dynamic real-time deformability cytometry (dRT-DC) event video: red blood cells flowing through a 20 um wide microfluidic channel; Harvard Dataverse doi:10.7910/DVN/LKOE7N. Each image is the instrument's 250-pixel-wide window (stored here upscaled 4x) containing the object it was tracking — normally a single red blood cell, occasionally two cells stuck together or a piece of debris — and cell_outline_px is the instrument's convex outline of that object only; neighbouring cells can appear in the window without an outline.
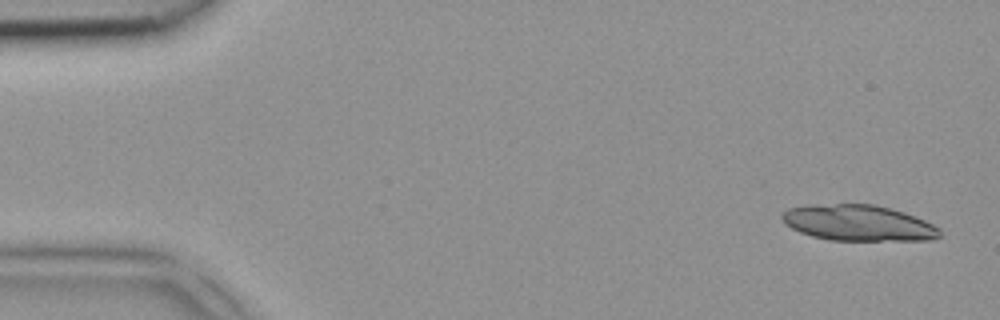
{"species": "common noctule bat (a hibernating species)", "species_latin": "Nyctalus noctula", "temperature_condition": "room temperature", "stored_images_in_passage": 5, "camera_frame_rate_fps": 3000, "um_per_image_px": 0.085, "animal": {"sex": "female", "body_mass_g": 18.4}, "frame": {"image": 1, "passage_image": 1, "time_ms": 0.0, "image_size_px": [1000, 320], "cell_outline_px": [[940, 236], [932, 240], [828, 240], [812, 236], [800, 232], [784, 224], [780, 216], [788, 208], [808, 204], [876, 204], [904, 212], [924, 220], [940, 228]], "centroid_in_image_um": [72.93, 18.94], "position_along_channel_um": 12.1, "area_um2": 33.18}}
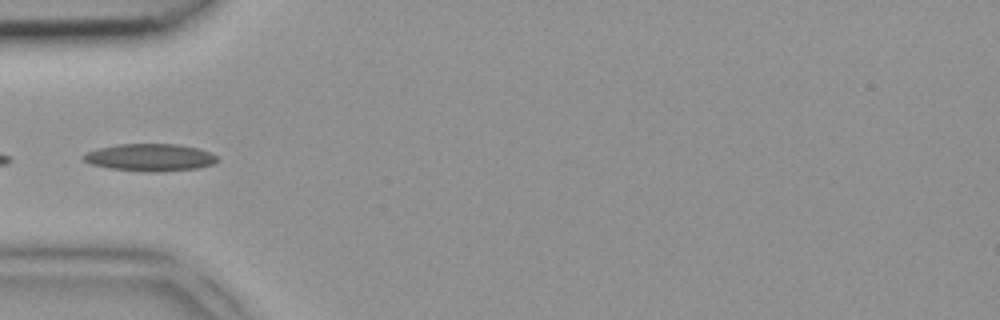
{"frame": {"image": 2, "passage_image": 5, "time_ms": 1.333, "image_size_px": [1000, 320], "cell_outline_px": [[220, 160], [212, 164], [200, 168], [156, 172], [148, 172], [108, 168], [92, 164], [84, 160], [80, 156], [88, 152], [100, 148], [116, 144], [176, 144], [196, 148], [208, 152], [216, 156]], "centroid_in_image_um": [12.75, 13.39], "position_along_channel_um": 72.2, "area_um2": 21.21}}